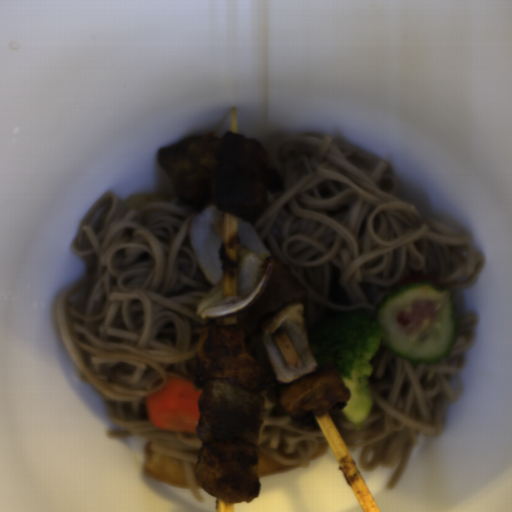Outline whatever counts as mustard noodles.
<instances>
[{"instance_id":"0af2e427","label":"mustard noodles","mask_w":512,"mask_h":512,"mask_svg":"<svg viewBox=\"0 0 512 512\" xmlns=\"http://www.w3.org/2000/svg\"><path fill=\"white\" fill-rule=\"evenodd\" d=\"M177 194L104 191L80 221L72 254L83 257L81 280L59 294L57 326L80 378L102 396L108 438L136 436L158 454L179 458L198 502V433L160 429L145 399L168 377L193 381L197 339L205 325L236 324V315L201 320L196 310L211 290L190 243L188 227L203 210Z\"/></svg>"},{"instance_id":"7f7daa86","label":"mustard noodles","mask_w":512,"mask_h":512,"mask_svg":"<svg viewBox=\"0 0 512 512\" xmlns=\"http://www.w3.org/2000/svg\"><path fill=\"white\" fill-rule=\"evenodd\" d=\"M286 191H266L248 221L267 256L303 285L306 332L319 320L357 311L371 321L387 293L431 282L451 297L484 273L486 256L467 237L425 219L404 198L393 169L314 130L263 151Z\"/></svg>"},{"instance_id":"66139170","label":"mustard noodles","mask_w":512,"mask_h":512,"mask_svg":"<svg viewBox=\"0 0 512 512\" xmlns=\"http://www.w3.org/2000/svg\"><path fill=\"white\" fill-rule=\"evenodd\" d=\"M264 324L246 337V346L270 379V386L259 391L264 400L263 420L260 434L254 447H258L284 466L307 467L316 448L328 443L315 419L313 425H305L284 414L277 396L285 383L274 376L261 341Z\"/></svg>"},{"instance_id":"964a15a8","label":"mustard noodles","mask_w":512,"mask_h":512,"mask_svg":"<svg viewBox=\"0 0 512 512\" xmlns=\"http://www.w3.org/2000/svg\"><path fill=\"white\" fill-rule=\"evenodd\" d=\"M456 322L450 354L435 363L398 358L379 339L366 379L371 411L361 428L343 416L339 404L327 411L348 448L360 449L362 472L394 468L389 490L399 483L420 435H440L442 418L458 398L451 380L464 367L479 316L470 312Z\"/></svg>"}]
</instances>
